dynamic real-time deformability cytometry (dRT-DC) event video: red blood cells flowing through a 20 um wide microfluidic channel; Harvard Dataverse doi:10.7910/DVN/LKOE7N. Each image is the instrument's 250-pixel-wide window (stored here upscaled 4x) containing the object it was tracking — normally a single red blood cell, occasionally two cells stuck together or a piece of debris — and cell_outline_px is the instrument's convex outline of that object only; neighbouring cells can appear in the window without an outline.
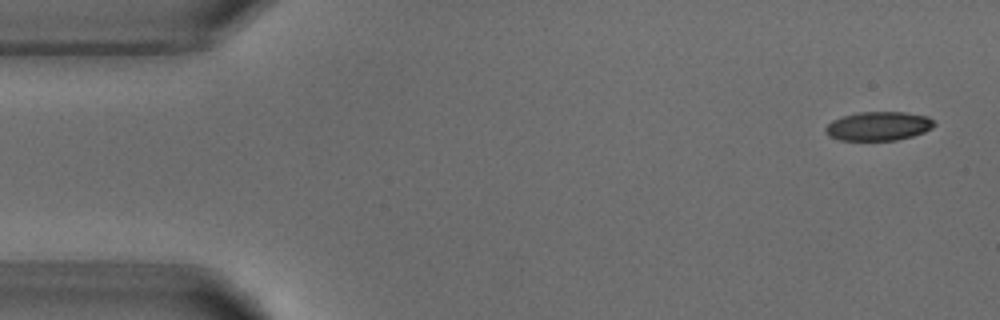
{"species": "common noctule bat (a hibernating species)", "species_latin": "Nyctalus noctula", "temperature_condition": "warm", "stored_images_in_passage": 4, "camera_frame_rate_fps": 3000, "um_per_image_px": 0.085, "animal": {"sex": "male", "body_mass_g": 18.8}, "frame": {"image": 1, "passage_image": 1, "time_ms": 0.0, "image_size_px": [1000, 320], "cell_outline_px": [[936, 124], [932, 128], [924, 132], [912, 136], [896, 140], [840, 140], [828, 136], [824, 132], [824, 128], [832, 120], [856, 112], [904, 112], [928, 116]], "centroid_in_image_um": [74.65, 10.72], "position_along_channel_um": 10.4, "area_um2": 18.38}}
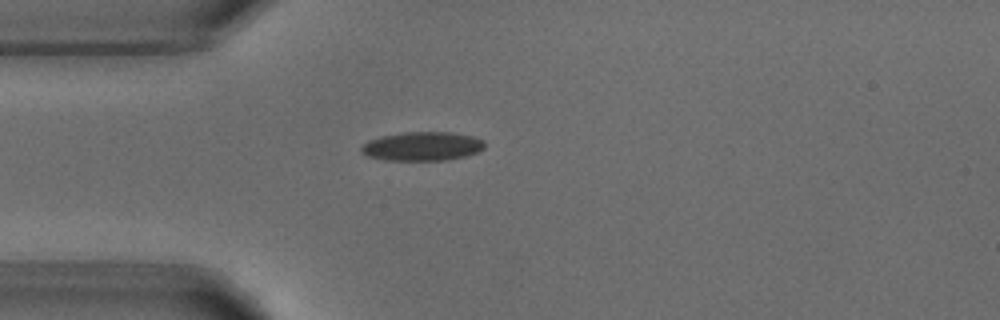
{"frame": {"image": 2, "passage_image": 4, "time_ms": 3.667, "image_size_px": [1000, 320], "cell_outline_px": [[484, 148], [476, 152], [464, 156], [444, 160], [384, 160], [368, 156], [360, 152], [360, 148], [368, 140], [380, 136], [404, 132], [452, 132], [472, 136], [484, 140]], "centroid_in_image_um": [35.86, 12.42], "position_along_channel_um": 49.1, "area_um2": 20.75}}